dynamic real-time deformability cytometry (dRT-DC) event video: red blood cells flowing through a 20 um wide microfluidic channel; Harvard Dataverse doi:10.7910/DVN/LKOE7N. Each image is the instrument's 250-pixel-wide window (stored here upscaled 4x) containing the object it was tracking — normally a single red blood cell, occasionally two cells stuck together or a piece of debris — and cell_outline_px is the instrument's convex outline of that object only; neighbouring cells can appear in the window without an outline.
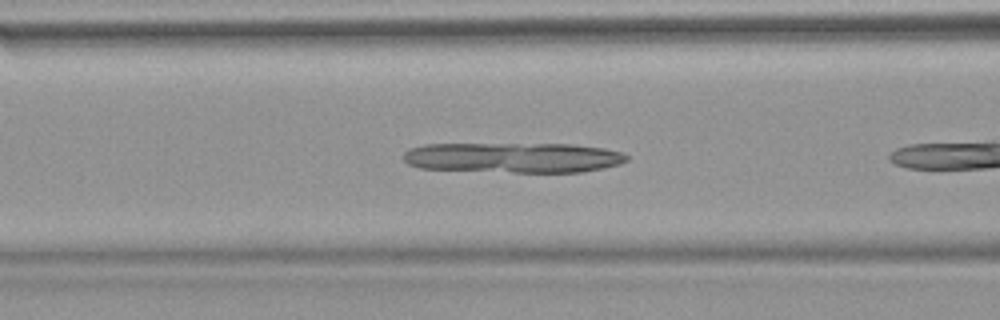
{"species": "common noctule bat (a hibernating species)", "species_latin": "Nyctalus noctula", "temperature_condition": "warm", "stored_images_in_passage": 7, "camera_frame_rate_fps": 3000, "um_per_image_px": 0.085, "animal": {"sex": "female", "body_mass_g": 18.4}, "frame": {"image": 1, "passage_image": 5, "time_ms": 1.333, "image_size_px": [1000, 320], "cell_outline_px": [[628, 160], [620, 164], [604, 168], [580, 172], [512, 172], [420, 168], [408, 164], [404, 160], [404, 152], [408, 148], [424, 144], [572, 144], [604, 148], [620, 152], [628, 156]], "centroid_in_image_um": [43.63, 13.39], "position_along_channel_um": 123.0, "area_um2": 39.42}}